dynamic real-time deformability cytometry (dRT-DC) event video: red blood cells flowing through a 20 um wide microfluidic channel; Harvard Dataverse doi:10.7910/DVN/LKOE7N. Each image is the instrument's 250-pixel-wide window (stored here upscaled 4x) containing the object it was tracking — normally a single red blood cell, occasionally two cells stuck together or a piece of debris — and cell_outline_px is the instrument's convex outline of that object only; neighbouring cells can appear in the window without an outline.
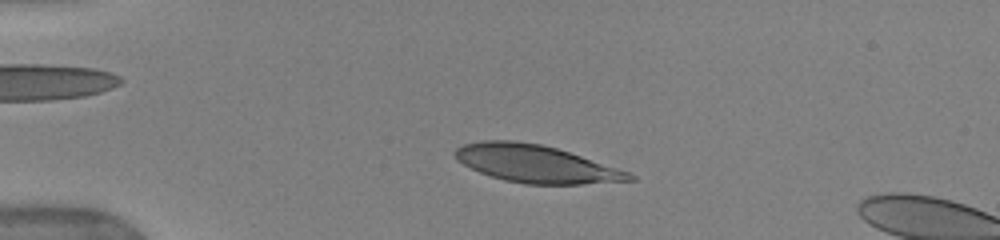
{"species": "human", "species_latin": "Homo sapiens", "temperature_condition": "warm", "stored_images_in_passage": 12, "camera_frame_rate_fps": 3000, "um_per_image_px": 0.085, "donor": {"sex": "female"}, "frame": {"image": 1, "passage_image": 7, "time_ms": 2.0, "image_size_px": [1000, 240], "cell_outline_px": [[636, 180], [580, 184], [524, 184], [504, 180], [480, 172], [456, 160], [452, 152], [456, 148], [464, 144], [484, 140], [512, 140], [540, 144], [556, 148], [632, 172], [636, 176]], "centroid_in_image_um": [45.56, 13.92], "position_along_channel_um": 39.4, "area_um2": 38.09}}